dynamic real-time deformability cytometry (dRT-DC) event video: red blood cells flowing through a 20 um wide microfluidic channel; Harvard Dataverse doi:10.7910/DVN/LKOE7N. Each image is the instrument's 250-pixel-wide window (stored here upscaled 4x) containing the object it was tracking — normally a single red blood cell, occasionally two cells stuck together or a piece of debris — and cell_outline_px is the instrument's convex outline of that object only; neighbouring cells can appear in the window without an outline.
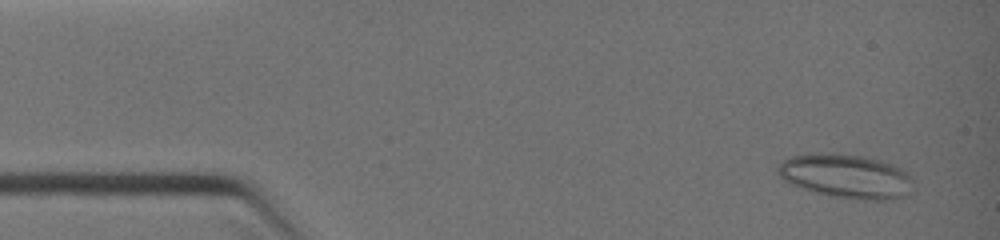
{"species": "common noctule bat (a hibernating species)", "species_latin": "Nyctalus noctula", "temperature_condition": "warm", "stored_images_in_passage": 46, "camera_frame_rate_fps": 3000, "um_per_image_px": 0.085, "animal": {"sex": "female", "body_mass_g": 19.0, "forearm_length_mm": 51.5}, "frame": {"image": 1, "passage_image": 4, "time_ms": 0.667, "image_size_px": [1000, 240], "cell_outline_px": [[912, 180], [900, 196], [888, 200], [864, 200], [832, 196], [800, 188], [784, 180], [780, 176], [776, 168], [784, 160], [792, 156], [864, 156], [880, 160], [892, 164], [908, 172]], "centroid_in_image_um": [71.9, 15.01], "position_along_channel_um": 13.1, "area_um2": 33.12}}
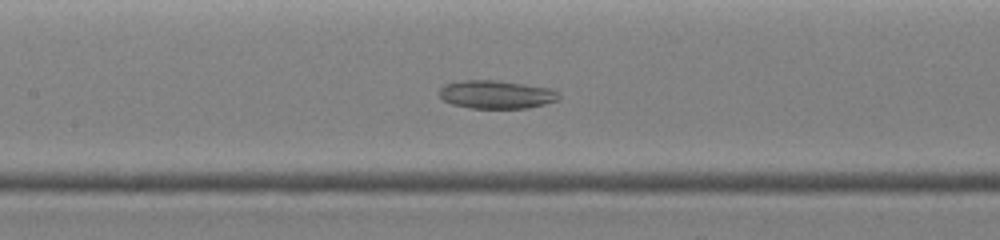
{"frame": {"image": 2, "passage_image": 23, "time_ms": 5.667, "image_size_px": [1000, 240], "cell_outline_px": [[560, 96], [556, 100], [544, 104], [528, 108], [472, 108], [452, 104], [444, 100], [440, 96], [440, 88], [444, 84], [464, 80], [496, 80], [552, 88], [560, 92]], "centroid_in_image_um": [42.21, 8.02], "position_along_channel_um": 165.2, "area_um2": 19.65}}
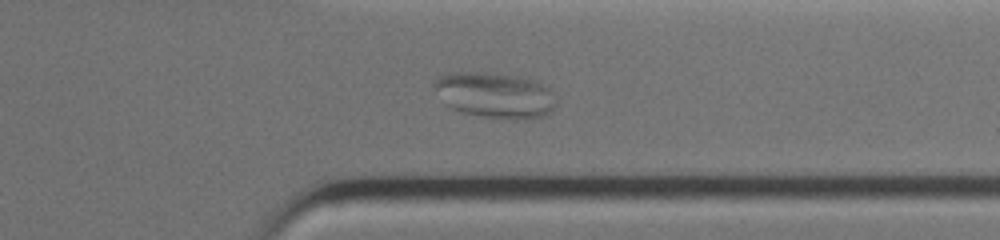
{"frame": {"image": 3, "passage_image": 37, "time_ms": 9.667, "image_size_px": [1000, 240], "cell_outline_px": [[556, 104], [552, 112], [544, 116], [484, 116], [464, 112], [452, 108], [444, 104], [436, 88], [436, 80], [440, 76], [456, 72], [500, 72], [520, 76], [532, 80], [548, 88], [556, 96]], "centroid_in_image_um": [42.09, 8.03], "position_along_channel_um": 369.3, "area_um2": 31.5}}